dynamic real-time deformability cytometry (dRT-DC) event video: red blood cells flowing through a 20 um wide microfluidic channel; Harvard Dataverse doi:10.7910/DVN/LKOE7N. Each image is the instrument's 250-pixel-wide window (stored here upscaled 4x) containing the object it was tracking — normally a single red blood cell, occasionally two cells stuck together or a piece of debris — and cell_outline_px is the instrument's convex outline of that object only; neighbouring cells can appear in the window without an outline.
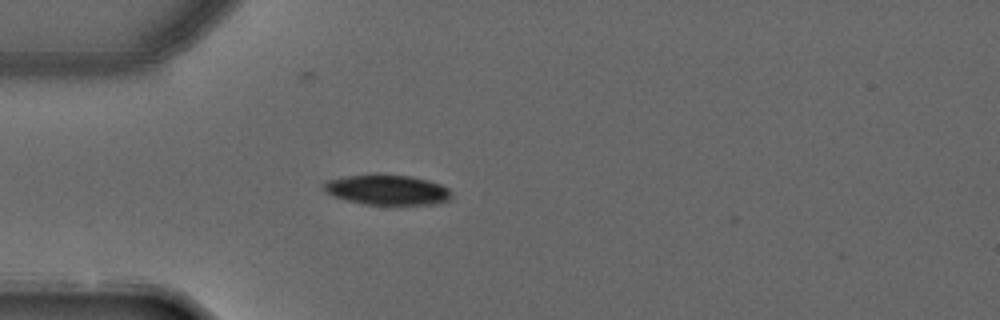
{"species": "common noctule bat (a hibernating species)", "species_latin": "Nyctalus noctula", "temperature_condition": "warm", "stored_images_in_passage": 1, "camera_frame_rate_fps": 3000, "um_per_image_px": 0.085, "animal": {"sex": "male", "forearm_length_mm": 52.5}, "frame": {"image": 1, "passage_image": 1, "time_ms": 0.0, "image_size_px": [1000, 320], "cell_outline_px": [[452, 196], [448, 200], [432, 204], [364, 204], [348, 200], [336, 196], [328, 192], [324, 188], [324, 180], [344, 176], [372, 172], [384, 172], [412, 176], [428, 180], [440, 184], [448, 188], [452, 192]], "centroid_in_image_um": [32.91, 16.08], "position_along_channel_um": 52.1, "area_um2": 22.89}}